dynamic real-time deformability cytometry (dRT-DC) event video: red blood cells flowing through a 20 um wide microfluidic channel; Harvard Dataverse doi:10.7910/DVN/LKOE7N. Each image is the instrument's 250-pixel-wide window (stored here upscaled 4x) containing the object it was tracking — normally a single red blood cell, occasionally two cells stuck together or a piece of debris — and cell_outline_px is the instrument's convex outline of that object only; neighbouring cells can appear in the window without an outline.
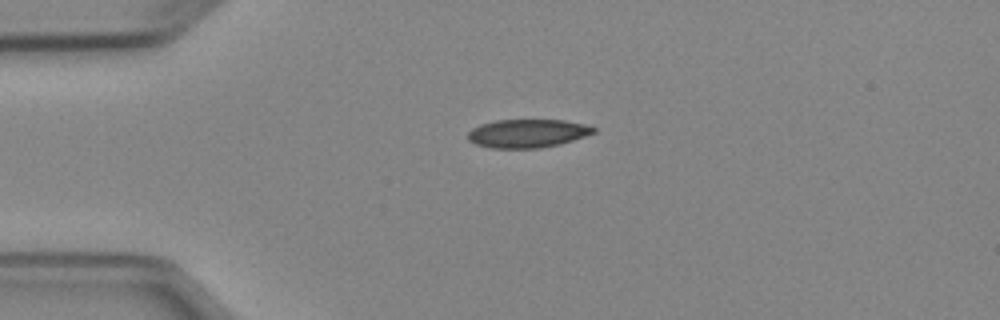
{"species": "Egyptian fruit bat (a non-hibernating species)", "species_latin": "Rousettus aegyptiacus", "temperature_condition": "cold", "stored_images_in_passage": 5, "camera_frame_rate_fps": 3000, "um_per_image_px": 0.085, "animal": {"sex": "female"}, "frame": {"image": 1, "passage_image": 1, "time_ms": 0.0, "image_size_px": [1000, 320], "cell_outline_px": [[596, 132], [560, 144], [540, 148], [492, 148], [476, 144], [468, 140], [468, 132], [472, 128], [480, 124], [496, 120], [564, 120], [584, 124], [596, 128]], "centroid_in_image_um": [44.82, 11.33], "position_along_channel_um": 40.2, "area_um2": 20.75}}
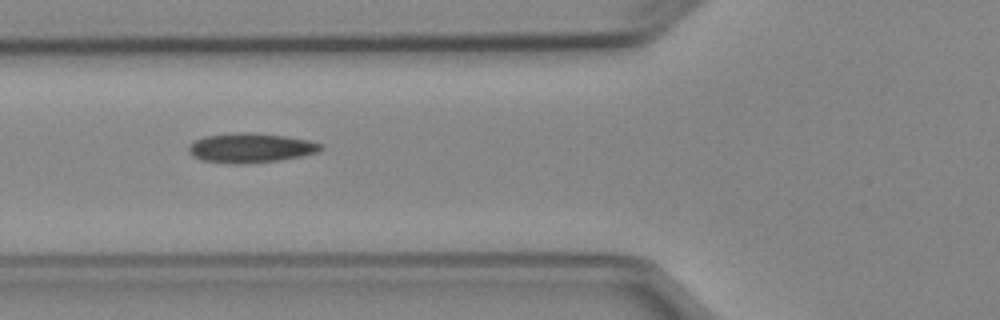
{"frame": {"image": 2, "passage_image": 3, "time_ms": 2.333, "image_size_px": [1000, 320], "cell_outline_px": [[324, 148], [320, 152], [304, 156], [280, 160], [244, 164], [232, 164], [200, 160], [192, 156], [188, 152], [188, 144], [204, 136], [240, 132], [244, 132], [284, 136], [308, 140], [324, 144]], "centroid_in_image_um": [21.32, 12.58], "position_along_channel_um": 104.5, "area_um2": 23.0}}